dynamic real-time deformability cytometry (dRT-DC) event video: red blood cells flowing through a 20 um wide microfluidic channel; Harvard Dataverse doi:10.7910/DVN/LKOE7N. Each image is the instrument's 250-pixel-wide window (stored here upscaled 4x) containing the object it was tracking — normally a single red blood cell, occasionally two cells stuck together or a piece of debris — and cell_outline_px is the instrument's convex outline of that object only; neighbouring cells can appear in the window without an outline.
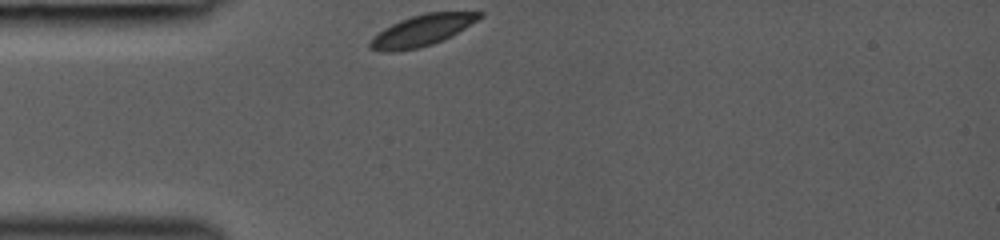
{"species": "common noctule bat (a hibernating species)", "species_latin": "Nyctalus noctula", "temperature_condition": "room temperature", "stored_images_in_passage": 42, "camera_frame_rate_fps": 3000, "um_per_image_px": 0.085, "animal": {"sex": "female", "body_mass_g": 19.0, "forearm_length_mm": 53.3}, "frame": {"image": 1, "passage_image": 1, "time_ms": 0.0, "image_size_px": [1000, 240], "cell_outline_px": [[484, 16], [452, 36], [444, 40], [432, 44], [416, 48], [396, 52], [380, 52], [368, 48], [368, 40], [384, 28], [400, 20], [412, 16], [428, 12], [484, 12]], "centroid_in_image_um": [35.83, 2.6], "position_along_channel_um": 49.2, "area_um2": 20.0}}
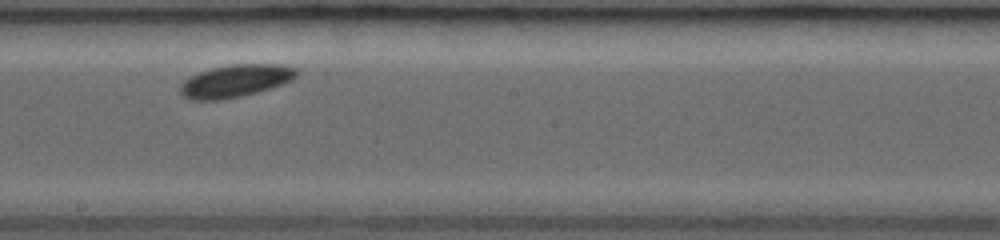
{"frame": {"image": 2, "passage_image": 23, "time_ms": 4.667, "image_size_px": [1000, 240], "cell_outline_px": [[300, 72], [292, 80], [284, 84], [244, 96], [220, 100], [188, 100], [180, 92], [180, 84], [184, 80], [200, 72], [212, 68], [232, 64], [280, 64], [296, 68]], "centroid_in_image_um": [20.04, 6.88], "position_along_channel_um": 228.2, "area_um2": 22.2}}
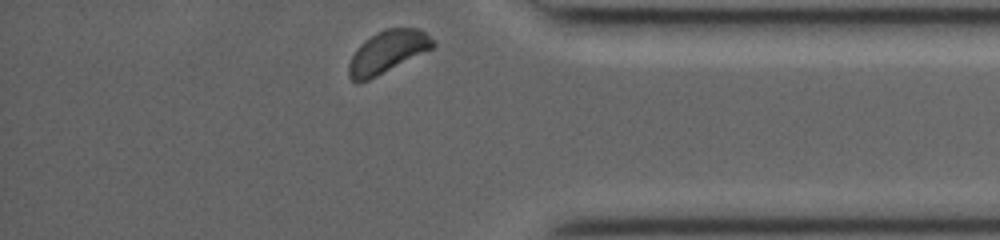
{"frame": {"image": 3, "passage_image": 41, "time_ms": 9.0, "image_size_px": [1000, 240], "cell_outline_px": [[436, 44], [432, 48], [368, 80], [356, 84], [348, 76], [348, 64], [352, 56], [360, 44], [364, 40], [388, 28], [416, 28], [424, 32], [436, 40]], "centroid_in_image_um": [32.92, 4.42], "position_along_channel_um": 402.3, "area_um2": 20.4}}